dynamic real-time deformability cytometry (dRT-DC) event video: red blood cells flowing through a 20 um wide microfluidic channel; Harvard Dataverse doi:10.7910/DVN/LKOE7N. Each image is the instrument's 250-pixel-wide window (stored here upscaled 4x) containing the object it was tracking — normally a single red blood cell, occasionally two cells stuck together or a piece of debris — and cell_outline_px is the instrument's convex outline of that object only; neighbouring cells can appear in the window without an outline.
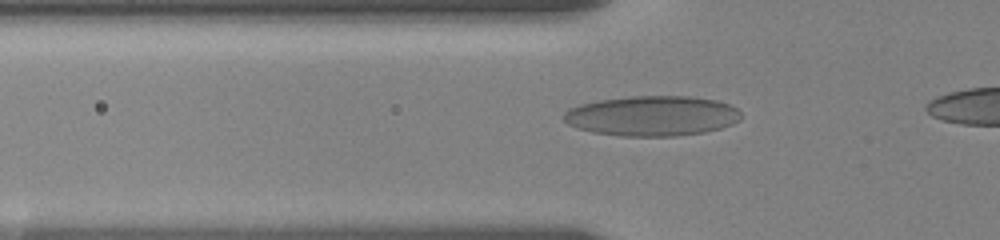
{"species": "human", "species_latin": "Homo sapiens", "temperature_condition": "room temperature", "stored_images_in_passage": 20, "camera_frame_rate_fps": 3000, "um_per_image_px": 0.085, "donor": {"sex": "female"}, "frame": {"image": 1, "passage_image": 2, "time_ms": 0.333, "image_size_px": [1000, 240], "cell_outline_px": [[740, 120], [732, 124], [720, 128], [704, 132], [676, 136], [620, 136], [592, 132], [568, 124], [564, 120], [564, 112], [568, 108], [580, 104], [600, 100], [632, 96], [696, 96], [716, 100], [728, 104], [736, 108], [740, 112]], "centroid_in_image_um": [55.44, 9.84], "position_along_channel_um": 70.4, "area_um2": 41.5}}
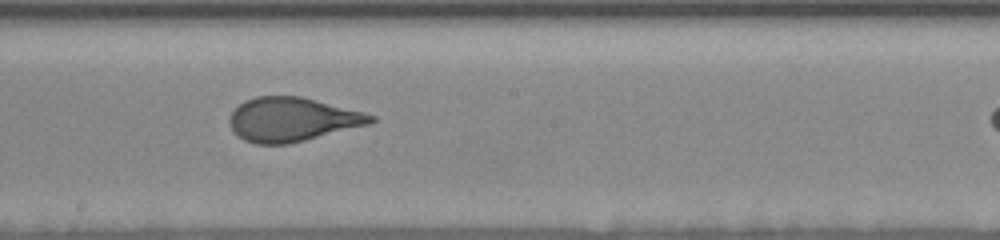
{"frame": {"image": 2, "passage_image": 12, "time_ms": 4.667, "image_size_px": [1000, 240], "cell_outline_px": [[376, 120], [368, 124], [288, 144], [256, 144], [244, 140], [228, 124], [228, 116], [244, 100], [256, 96], [300, 96], [364, 112], [376, 116]], "centroid_in_image_um": [24.8, 10.14], "position_along_channel_um": 223.4, "area_um2": 35.89}}
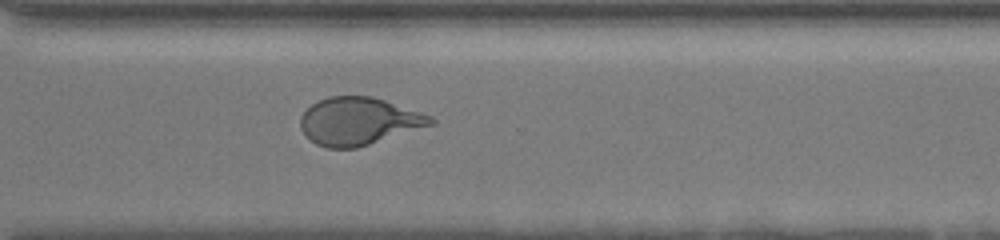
{"frame": {"image": 3, "passage_image": 19, "time_ms": 8.0, "image_size_px": [1000, 240], "cell_outline_px": [[436, 124], [356, 148], [328, 148], [316, 144], [300, 128], [300, 116], [312, 104], [328, 96], [372, 96], [432, 116], [436, 120]], "centroid_in_image_um": [30.51, 10.3], "position_along_channel_um": 340.1, "area_um2": 35.95}}